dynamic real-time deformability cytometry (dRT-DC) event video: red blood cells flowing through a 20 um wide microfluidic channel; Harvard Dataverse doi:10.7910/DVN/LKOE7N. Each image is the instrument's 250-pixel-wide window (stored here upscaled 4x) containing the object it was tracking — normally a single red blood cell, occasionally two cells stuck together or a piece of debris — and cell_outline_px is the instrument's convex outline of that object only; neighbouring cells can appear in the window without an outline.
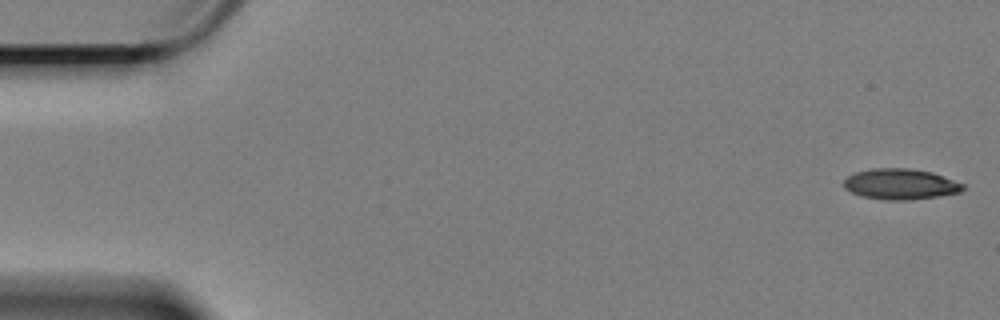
{"species": "Egyptian fruit bat (a non-hibernating species)", "species_latin": "Rousettus aegyptiacus", "temperature_condition": "cold", "stored_images_in_passage": 57, "camera_frame_rate_fps": 3000, "um_per_image_px": 0.085, "animal": {"sex": "female"}, "frame": {"image": 1, "passage_image": 1, "time_ms": 0.0, "image_size_px": [1000, 320], "cell_outline_px": [[964, 188], [960, 192], [912, 200], [884, 200], [864, 196], [852, 192], [844, 188], [844, 180], [848, 176], [856, 172], [872, 168], [912, 168], [932, 172], [964, 184]], "centroid_in_image_um": [76.53, 15.64], "position_along_channel_um": 8.5, "area_um2": 21.21}}
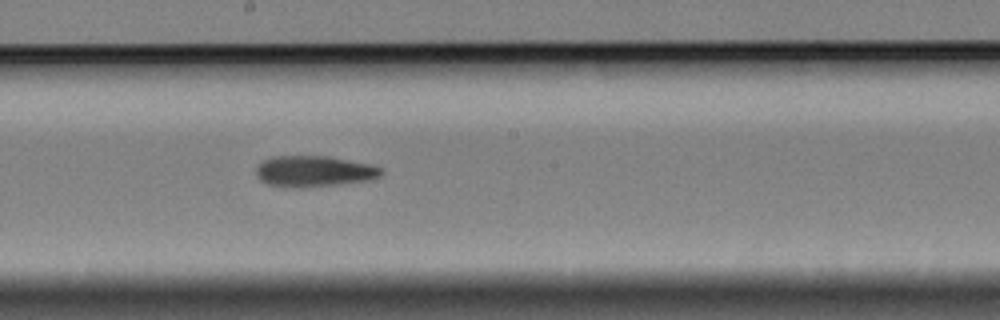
{"frame": {"image": 2, "passage_image": 32, "time_ms": 10.333, "image_size_px": [1000, 320], "cell_outline_px": [[384, 172], [380, 176], [372, 180], [308, 188], [284, 188], [268, 184], [260, 180], [256, 176], [256, 168], [264, 160], [272, 156], [328, 156], [368, 164], [380, 168]], "centroid_in_image_um": [26.66, 14.58], "position_along_channel_um": 221.5, "area_um2": 22.89}}
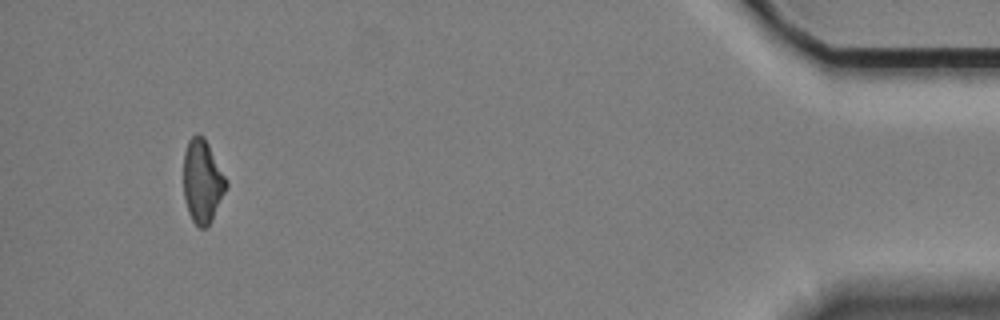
{"frame": {"image": 3, "passage_image": 56, "time_ms": 18.333, "image_size_px": [1000, 320], "cell_outline_px": [[228, 184], [212, 220], [204, 228], [200, 228], [192, 220], [188, 212], [184, 196], [184, 152], [188, 140], [196, 132], [200, 132], [204, 136], [228, 180]], "centroid_in_image_um": [17.21, 15.36], "position_along_channel_um": 418.0, "area_um2": 20.81}}